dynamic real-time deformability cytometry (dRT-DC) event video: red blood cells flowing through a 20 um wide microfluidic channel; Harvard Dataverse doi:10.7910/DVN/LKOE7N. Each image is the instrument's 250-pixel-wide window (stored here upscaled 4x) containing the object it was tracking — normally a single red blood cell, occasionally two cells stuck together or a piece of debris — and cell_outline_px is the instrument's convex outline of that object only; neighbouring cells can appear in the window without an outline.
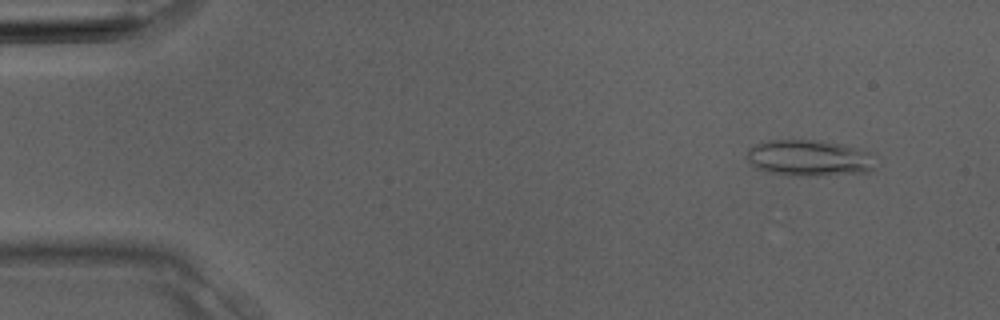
{"species": "Egyptian fruit bat (a non-hibernating species)", "species_latin": "Rousettus aegyptiacus", "temperature_condition": "room temperature", "stored_images_in_passage": 3, "camera_frame_rate_fps": 3000, "um_per_image_px": 0.085, "animal": {"sex": "male"}, "frame": {"image": 1, "passage_image": 1, "time_ms": 0.0, "image_size_px": [1000, 320], "cell_outline_px": [[872, 168], [868, 172], [816, 176], [788, 176], [768, 172], [756, 168], [748, 160], [748, 148], [752, 144], [768, 140], [820, 140], [840, 144], [872, 152]], "centroid_in_image_um": [68.73, 13.43], "position_along_channel_um": 16.3, "area_um2": 27.28}}